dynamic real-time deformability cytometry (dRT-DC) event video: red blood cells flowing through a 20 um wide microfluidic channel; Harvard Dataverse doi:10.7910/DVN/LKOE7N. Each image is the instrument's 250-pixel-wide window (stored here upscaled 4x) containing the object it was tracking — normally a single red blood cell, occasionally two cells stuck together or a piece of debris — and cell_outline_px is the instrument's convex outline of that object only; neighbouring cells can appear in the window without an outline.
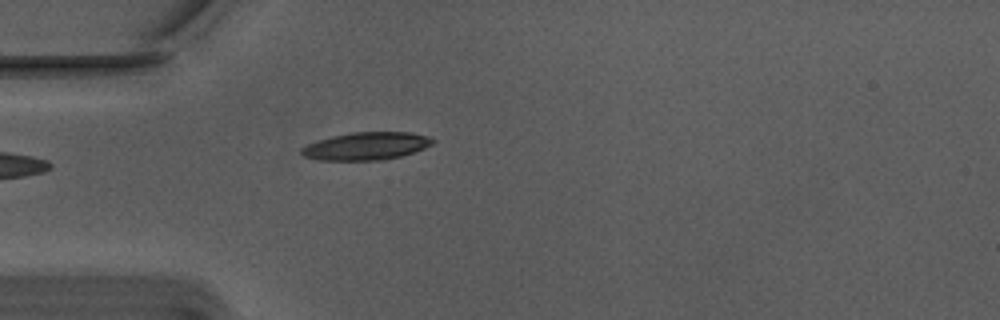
{"species": "Egyptian fruit bat (a non-hibernating species)", "species_latin": "Rousettus aegyptiacus", "temperature_condition": "warm", "stored_images_in_passage": 8, "camera_frame_rate_fps": 3000, "um_per_image_px": 0.085, "animal": {"sex": "male"}, "frame": {"image": 1, "passage_image": 1, "time_ms": 0.0, "image_size_px": [1000, 320], "cell_outline_px": [[436, 140], [432, 144], [424, 148], [400, 156], [384, 160], [320, 160], [304, 156], [300, 152], [300, 148], [308, 144], [332, 136], [352, 132], [412, 132], [428, 136]], "centroid_in_image_um": [31.15, 12.41], "position_along_channel_um": 53.9, "area_um2": 21.1}}
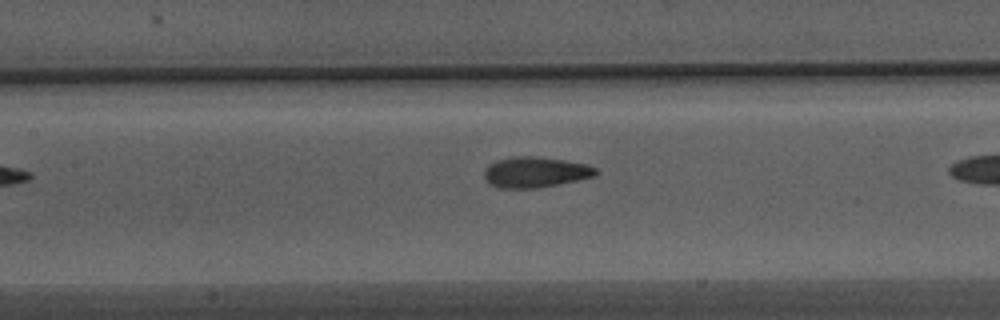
{"frame": {"image": 2, "passage_image": 7, "time_ms": 2.0, "image_size_px": [1000, 320], "cell_outline_px": [[600, 172], [596, 176], [536, 188], [500, 188], [488, 184], [484, 176], [484, 168], [488, 164], [496, 160], [516, 156], [536, 156], [564, 160], [588, 164], [596, 168]], "centroid_in_image_um": [45.49, 14.62], "position_along_channel_um": 161.9, "area_um2": 20.06}}